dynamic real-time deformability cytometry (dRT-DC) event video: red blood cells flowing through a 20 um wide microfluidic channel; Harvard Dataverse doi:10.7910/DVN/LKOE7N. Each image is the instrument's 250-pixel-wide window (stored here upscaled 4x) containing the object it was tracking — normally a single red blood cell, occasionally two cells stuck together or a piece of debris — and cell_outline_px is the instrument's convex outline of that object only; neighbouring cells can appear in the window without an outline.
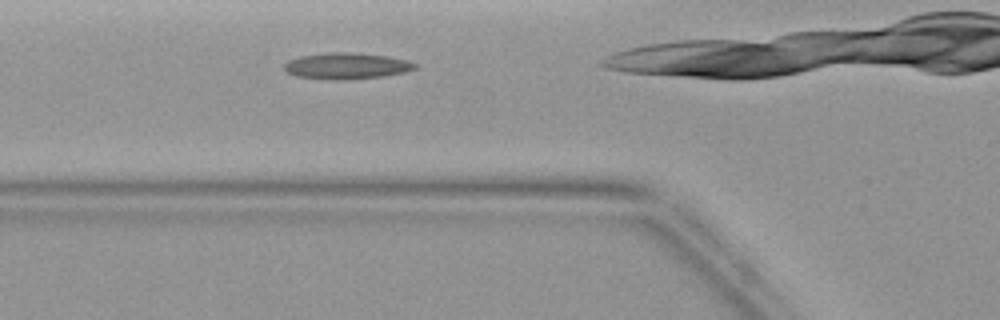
{"species": "common noctule bat (a hibernating species)", "species_latin": "Nyctalus noctula", "temperature_condition": "warm", "stored_images_in_passage": 7, "camera_frame_rate_fps": 3000, "um_per_image_px": 0.085, "animal": {"sex": "female", "body_mass_g": 19.9}, "frame": {"image": 1, "passage_image": 2, "time_ms": 1.333, "image_size_px": [1000, 320], "cell_outline_px": [[420, 64], [416, 68], [404, 72], [384, 76], [344, 80], [332, 80], [296, 76], [288, 72], [284, 68], [284, 64], [288, 60], [300, 56], [328, 52], [352, 52], [388, 56], [408, 60]], "centroid_in_image_um": [29.49, 5.6], "position_along_channel_um": 96.3, "area_um2": 20.17}}